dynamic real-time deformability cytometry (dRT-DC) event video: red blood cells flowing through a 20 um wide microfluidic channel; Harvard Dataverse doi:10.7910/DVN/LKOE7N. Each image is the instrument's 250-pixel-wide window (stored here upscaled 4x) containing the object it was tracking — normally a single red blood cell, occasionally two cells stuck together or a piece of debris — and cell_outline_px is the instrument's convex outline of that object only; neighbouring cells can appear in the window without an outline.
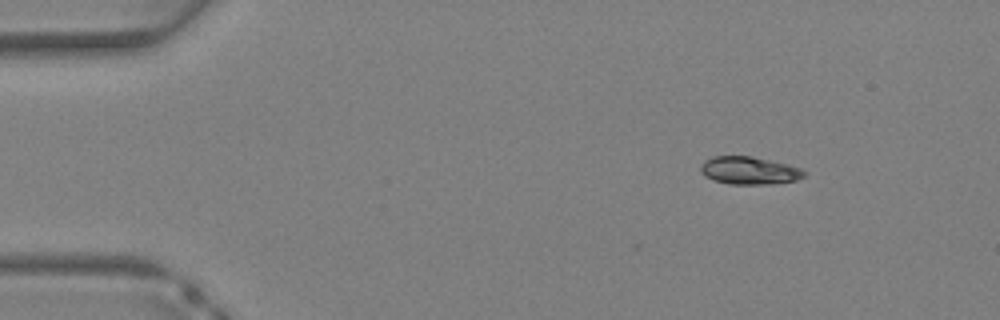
{"species": "Egyptian fruit bat (a non-hibernating species)", "species_latin": "Rousettus aegyptiacus", "temperature_condition": "warm", "stored_images_in_passage": 4, "camera_frame_rate_fps": 3000, "um_per_image_px": 0.085, "animal": {"sex": "female"}, "frame": {"image": 1, "passage_image": 2, "time_ms": 0.333, "image_size_px": [1000, 320], "cell_outline_px": [[804, 176], [796, 180], [768, 184], [732, 184], [712, 180], [704, 176], [700, 172], [700, 164], [704, 160], [712, 156], [752, 156], [788, 164], [800, 168], [804, 172]], "centroid_in_image_um": [63.62, 14.48], "position_along_channel_um": 21.4, "area_um2": 16.76}}